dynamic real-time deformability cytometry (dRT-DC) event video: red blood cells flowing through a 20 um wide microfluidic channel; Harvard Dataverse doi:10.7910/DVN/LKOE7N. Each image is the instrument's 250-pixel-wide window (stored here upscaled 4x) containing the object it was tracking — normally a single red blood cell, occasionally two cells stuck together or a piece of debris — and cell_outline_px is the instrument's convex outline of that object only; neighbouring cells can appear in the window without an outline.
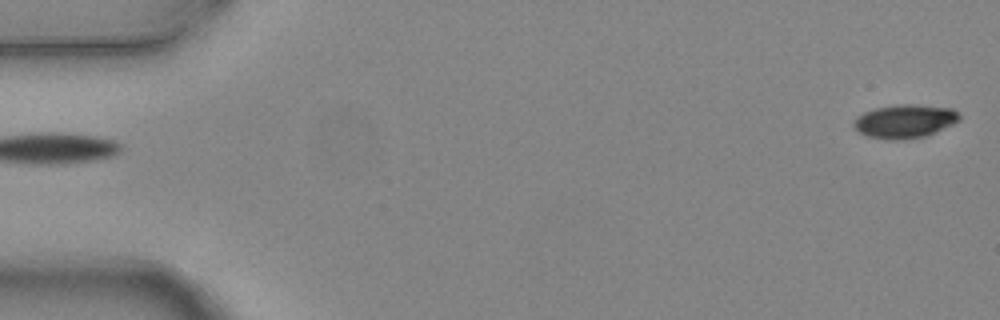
{"species": "common noctule bat (a hibernating species)", "species_latin": "Nyctalus noctula", "temperature_condition": "warm", "stored_images_in_passage": 5, "segment_of_instrument_passage": [2, 2], "camera_frame_rate_fps": 3000, "um_per_image_px": 0.085, "animal": {"sex": "female", "body_mass_g": 24.6, "forearm_length_mm": 56.2}, "frame": {"image": 1, "passage_image": 5, "time_ms": 1.333, "image_size_px": [1000, 320], "cell_outline_px": [[960, 120], [952, 124], [924, 136], [904, 140], [888, 140], [868, 136], [860, 132], [852, 124], [856, 116], [864, 112], [876, 108], [900, 104], [908, 104], [952, 108], [960, 116]], "centroid_in_image_um": [76.87, 10.31], "position_along_channel_um": 8.1, "area_um2": 20.4}}